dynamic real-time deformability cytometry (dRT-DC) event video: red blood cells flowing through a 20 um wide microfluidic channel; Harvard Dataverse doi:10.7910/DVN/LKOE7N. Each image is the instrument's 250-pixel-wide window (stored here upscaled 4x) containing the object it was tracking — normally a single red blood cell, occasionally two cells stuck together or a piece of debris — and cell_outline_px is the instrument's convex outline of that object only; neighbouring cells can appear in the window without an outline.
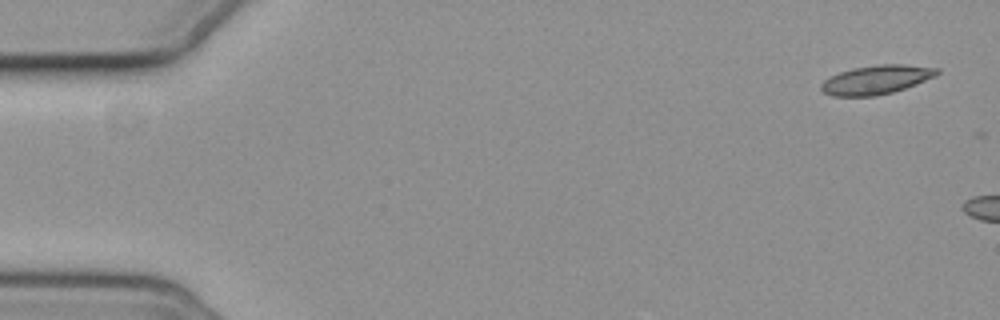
{"species": "common noctule bat (a hibernating species)", "species_latin": "Nyctalus noctula", "temperature_condition": "cold", "stored_images_in_passage": 3, "camera_frame_rate_fps": 3000, "um_per_image_px": 0.085, "animal": {"sex": "female", "body_mass_g": 19.3, "forearm_length_mm": 54.1}, "frame": {"image": 1, "passage_image": 1, "time_ms": 0.0, "image_size_px": [1000, 320], "cell_outline_px": [[940, 72], [936, 76], [916, 84], [892, 92], [876, 96], [832, 96], [824, 92], [820, 88], [820, 84], [828, 76], [852, 68], [880, 64], [904, 64], [940, 68]], "centroid_in_image_um": [74.48, 6.77], "position_along_channel_um": 10.5, "area_um2": 19.65}}